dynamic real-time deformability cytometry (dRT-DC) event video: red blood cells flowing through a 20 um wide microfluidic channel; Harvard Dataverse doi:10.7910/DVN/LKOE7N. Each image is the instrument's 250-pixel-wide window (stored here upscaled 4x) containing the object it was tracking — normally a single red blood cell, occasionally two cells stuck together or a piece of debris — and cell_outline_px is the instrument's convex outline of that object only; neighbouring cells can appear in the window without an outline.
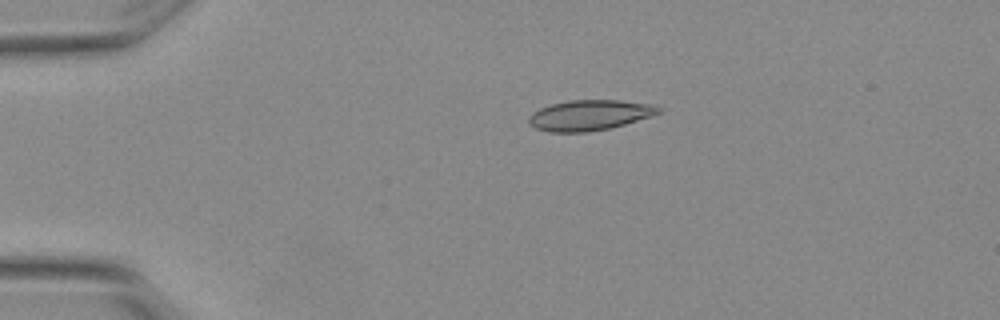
{"species": "Egyptian fruit bat (a non-hibernating species)", "species_latin": "Rousettus aegyptiacus", "temperature_condition": "warm", "stored_images_in_passage": 3, "camera_frame_rate_fps": 3000, "um_per_image_px": 0.085, "animal": {"sex": "female"}, "frame": {"image": 1, "passage_image": 1, "time_ms": 0.0, "image_size_px": [1000, 320], "cell_outline_px": [[660, 112], [652, 116], [624, 124], [608, 128], [588, 132], [548, 132], [536, 128], [528, 124], [528, 116], [532, 112], [540, 108], [552, 104], [568, 100], [620, 100], [656, 104], [660, 108]], "centroid_in_image_um": [50.1, 9.78], "position_along_channel_um": 34.9, "area_um2": 23.12}}